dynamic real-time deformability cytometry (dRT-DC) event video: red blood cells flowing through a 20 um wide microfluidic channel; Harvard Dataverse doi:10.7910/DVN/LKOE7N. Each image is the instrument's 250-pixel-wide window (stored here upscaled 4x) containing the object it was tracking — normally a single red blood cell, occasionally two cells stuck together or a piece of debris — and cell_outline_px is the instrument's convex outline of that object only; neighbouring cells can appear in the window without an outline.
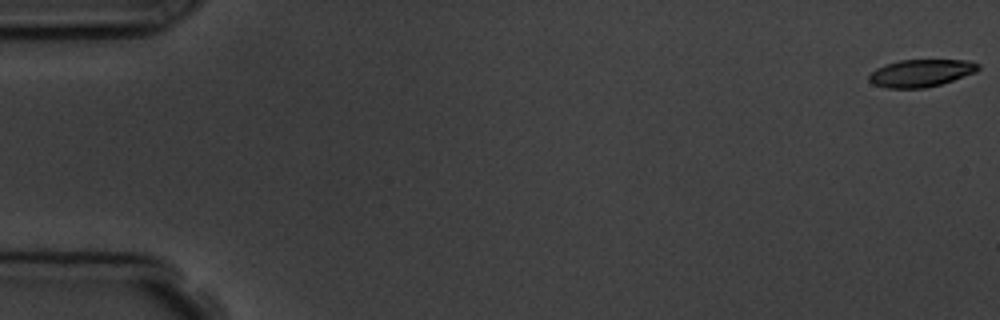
{"species": "common noctule bat (a hibernating species)", "species_latin": "Nyctalus noctula", "temperature_condition": "room temperature", "stored_images_in_passage": 7, "camera_frame_rate_fps": 3000, "um_per_image_px": 0.085, "animal": {"sex": "male", "body_mass_g": 19.5, "forearm_length_mm": 54.6}, "frame": {"image": 1, "passage_image": 1, "time_ms": 0.0, "image_size_px": [1000, 320], "cell_outline_px": [[980, 68], [976, 72], [940, 84], [924, 88], [884, 88], [872, 84], [868, 80], [868, 76], [876, 68], [900, 60], [968, 60], [980, 64]], "centroid_in_image_um": [78.27, 6.21], "position_along_channel_um": 6.7, "area_um2": 17.4}}
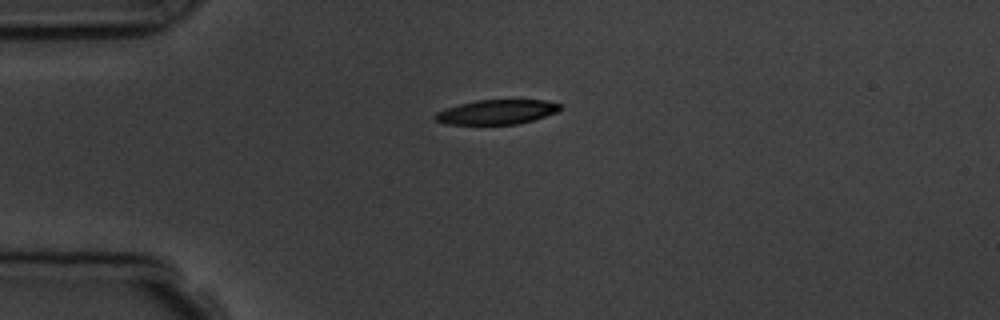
{"frame": {"image": 2, "passage_image": 5, "time_ms": 4.333, "image_size_px": [1000, 320], "cell_outline_px": [[560, 108], [556, 112], [532, 120], [516, 124], [444, 124], [432, 120], [432, 116], [436, 112], [444, 108], [476, 100], [544, 100], [560, 104]], "centroid_in_image_um": [42.12, 9.52], "position_along_channel_um": 42.9, "area_um2": 17.86}}